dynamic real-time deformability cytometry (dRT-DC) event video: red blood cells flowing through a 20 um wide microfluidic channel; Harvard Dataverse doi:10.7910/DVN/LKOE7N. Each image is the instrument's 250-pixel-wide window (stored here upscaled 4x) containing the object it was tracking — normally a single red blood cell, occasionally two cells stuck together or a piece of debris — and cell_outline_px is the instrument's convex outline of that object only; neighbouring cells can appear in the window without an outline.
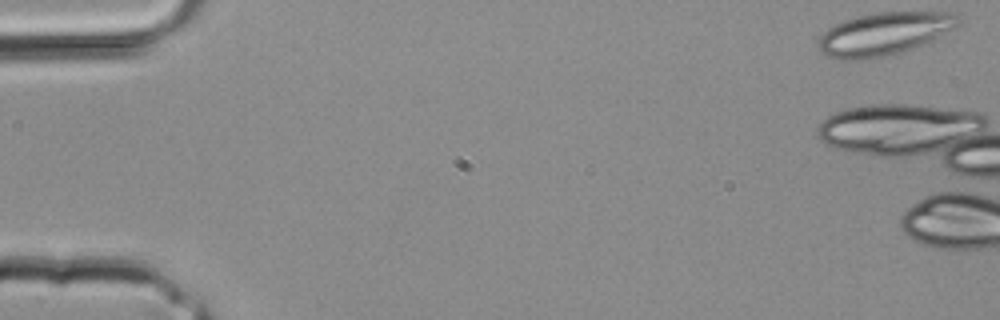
{"species": "common noctule bat (a hibernating species)", "species_latin": "Nyctalus noctula", "temperature_condition": "room temperature", "stored_images_in_passage": 5, "camera_frame_rate_fps": 3000, "um_per_image_px": 0.085, "animal": {"sex": "male", "body_mass_g": 20.4}, "frame": {"image": 1, "passage_image": 1, "time_ms": 0.0, "image_size_px": [1000, 320], "cell_outline_px": [[960, 20], [952, 28], [904, 52], [872, 60], [844, 60], [824, 56], [816, 48], [820, 36], [828, 28], [844, 20], [876, 12], [956, 12]], "centroid_in_image_um": [75.05, 2.9], "position_along_channel_um": 10.0, "area_um2": 34.8}}